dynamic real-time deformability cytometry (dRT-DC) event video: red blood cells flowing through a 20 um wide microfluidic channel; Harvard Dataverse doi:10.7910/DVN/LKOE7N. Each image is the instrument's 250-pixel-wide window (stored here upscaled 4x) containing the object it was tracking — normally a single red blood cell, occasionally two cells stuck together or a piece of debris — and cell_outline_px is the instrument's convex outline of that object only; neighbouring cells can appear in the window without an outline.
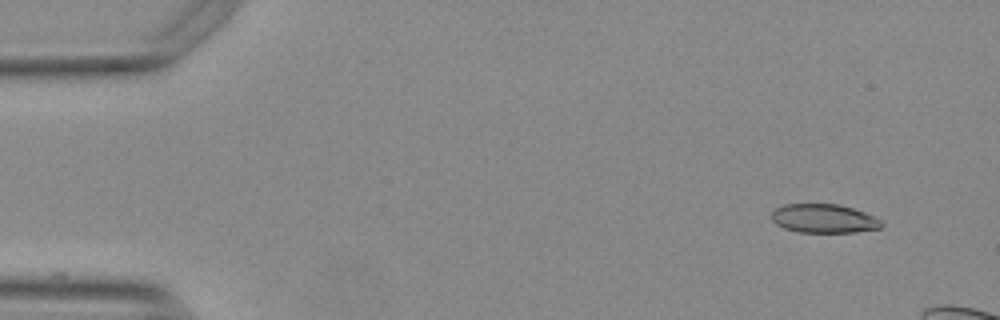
{"species": "Egyptian fruit bat (a non-hibernating species)", "species_latin": "Rousettus aegyptiacus", "temperature_condition": "warm", "stored_images_in_passage": 10, "camera_frame_rate_fps": 3000, "um_per_image_px": 0.085, "animal": {"sex": "female"}, "frame": {"image": 1, "passage_image": 1, "time_ms": 0.0, "image_size_px": [1000, 320], "cell_outline_px": [[884, 224], [880, 228], [856, 232], [800, 232], [784, 228], [776, 224], [772, 220], [772, 212], [776, 208], [784, 204], [840, 204], [876, 216]], "centroid_in_image_um": [70.05, 18.57], "position_along_channel_um": 15.0, "area_um2": 18.5}}